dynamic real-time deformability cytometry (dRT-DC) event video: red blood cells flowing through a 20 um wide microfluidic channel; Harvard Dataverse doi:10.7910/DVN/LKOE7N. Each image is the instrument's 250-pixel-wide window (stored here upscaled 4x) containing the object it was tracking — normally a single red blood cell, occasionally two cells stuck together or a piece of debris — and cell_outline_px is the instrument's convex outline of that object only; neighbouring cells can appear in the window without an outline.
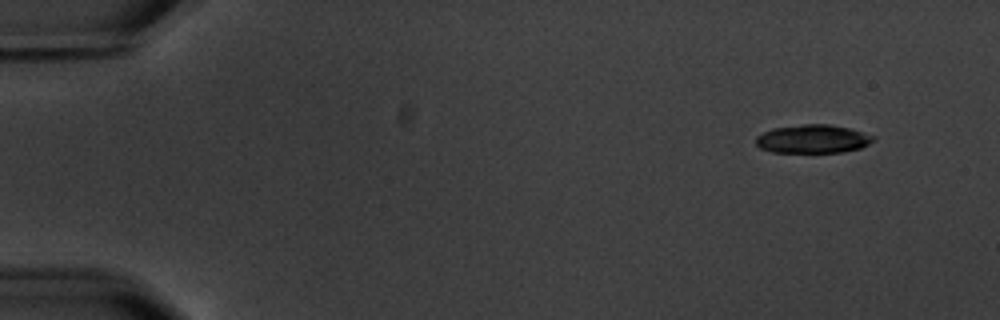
{"species": "common noctule bat (a hibernating species)", "species_latin": "Nyctalus noctula", "temperature_condition": "warm", "stored_images_in_passage": 8, "camera_frame_rate_fps": 3000, "um_per_image_px": 0.085, "animal": {"sex": "male", "body_mass_g": 20.1, "forearm_length_mm": 53.5}, "frame": {"image": 1, "passage_image": 1, "time_ms": 0.0, "image_size_px": [1000, 320], "cell_outline_px": [[876, 140], [860, 148], [844, 152], [772, 152], [760, 148], [756, 144], [756, 136], [772, 128], [804, 124], [828, 124], [848, 128], [876, 136]], "centroid_in_image_um": [69.1, 11.81], "position_along_channel_um": 15.9, "area_um2": 19.48}}
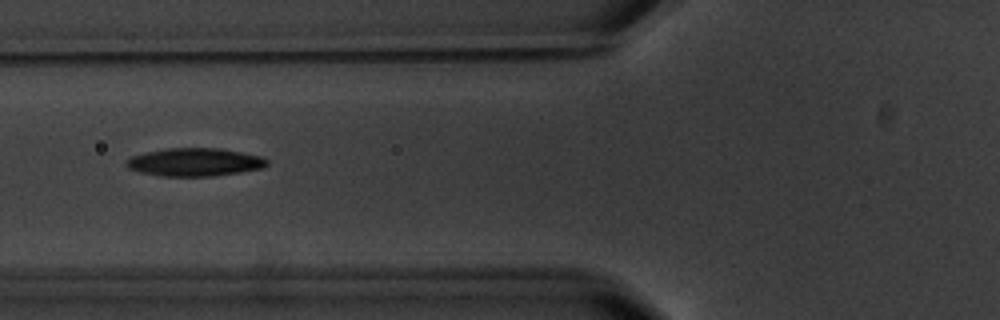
{"frame": {"image": 2, "passage_image": 6, "time_ms": 6.0, "image_size_px": [1000, 320], "cell_outline_px": [[268, 164], [264, 168], [240, 172], [212, 176], [160, 176], [140, 172], [128, 168], [124, 164], [132, 156], [144, 152], [164, 148], [216, 148], [240, 152], [260, 156], [268, 160]], "centroid_in_image_um": [16.53, 13.78], "position_along_channel_um": 109.3, "area_um2": 23.0}}
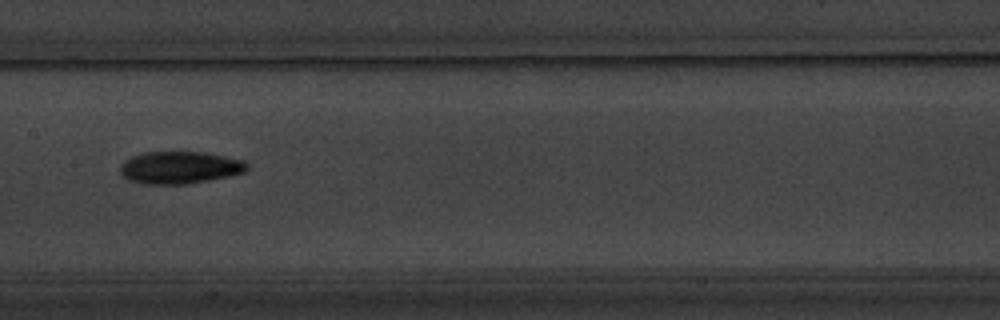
{"frame": {"image": 3, "passage_image": 8, "time_ms": 8.333, "image_size_px": [1000, 320], "cell_outline_px": [[248, 168], [244, 172], [228, 176], [184, 184], [144, 184], [128, 180], [120, 172], [120, 164], [124, 160], [132, 156], [144, 152], [204, 152], [244, 160], [248, 164]], "centroid_in_image_um": [15.25, 14.23], "position_along_channel_um": 192.2, "area_um2": 23.81}}